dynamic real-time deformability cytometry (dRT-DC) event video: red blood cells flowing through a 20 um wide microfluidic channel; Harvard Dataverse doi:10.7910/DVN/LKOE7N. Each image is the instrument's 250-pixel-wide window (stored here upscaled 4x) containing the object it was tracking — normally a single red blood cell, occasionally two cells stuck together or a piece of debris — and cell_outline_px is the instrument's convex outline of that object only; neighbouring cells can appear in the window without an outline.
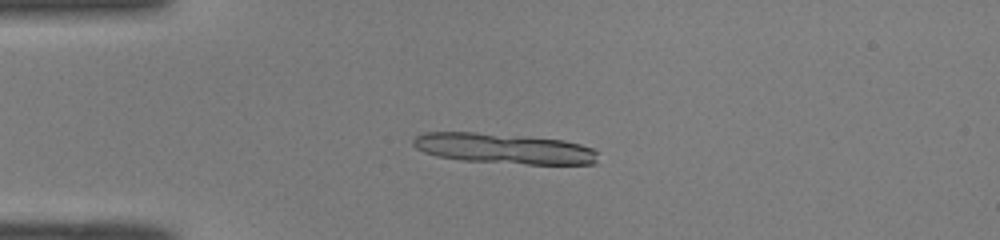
{"species": "common noctule bat (a hibernating species)", "species_latin": "Nyctalus noctula", "temperature_condition": "room temperature", "stored_images_in_passage": 26, "camera_frame_rate_fps": 3000, "um_per_image_px": 0.085, "animal": {"sex": "male", "body_mass_g": 19.0, "forearm_length_mm": 50.8}, "frame": {"image": 1, "passage_image": 12, "time_ms": 3.667, "image_size_px": [1000, 240], "cell_outline_px": [[596, 164], [528, 164], [460, 160], [436, 156], [424, 152], [416, 148], [412, 144], [412, 140], [416, 136], [424, 132], [476, 132], [564, 140], [580, 144], [592, 148], [596, 152]], "centroid_in_image_um": [42.79, 12.62], "position_along_channel_um": 42.2, "area_um2": 32.6}}